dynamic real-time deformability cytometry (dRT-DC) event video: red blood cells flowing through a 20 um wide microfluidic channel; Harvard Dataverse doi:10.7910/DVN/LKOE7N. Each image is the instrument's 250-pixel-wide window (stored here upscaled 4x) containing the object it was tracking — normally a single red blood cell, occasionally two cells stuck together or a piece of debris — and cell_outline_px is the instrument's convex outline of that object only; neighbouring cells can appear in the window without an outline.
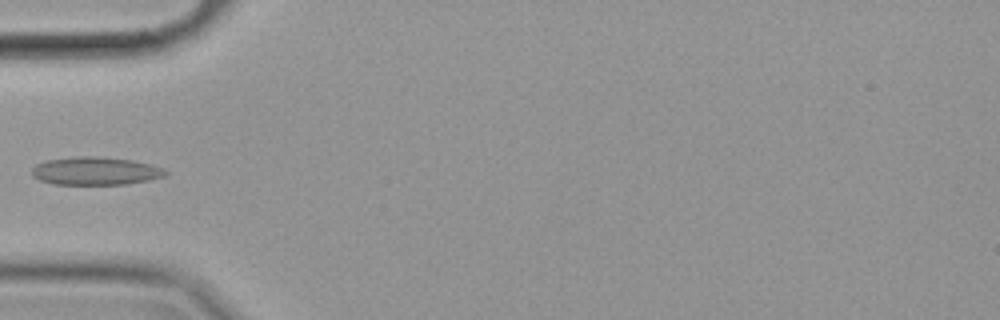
{"species": "common noctule bat (a hibernating species)", "species_latin": "Nyctalus noctula", "temperature_condition": "cold", "stored_images_in_passage": 25, "camera_frame_rate_fps": 3000, "um_per_image_px": 0.085, "animal": {"sex": "female", "body_mass_g": 19.9}, "frame": {"image": 1, "passage_image": 1, "time_ms": 0.0, "image_size_px": [1000, 320], "cell_outline_px": [[144, 176], [136, 180], [112, 184], [68, 184], [48, 180], [60, 160], [116, 160], [136, 164]], "centroid_in_image_um": [8.09, 14.63], "position_along_channel_um": 76.9, "area_um2": 13.93}}
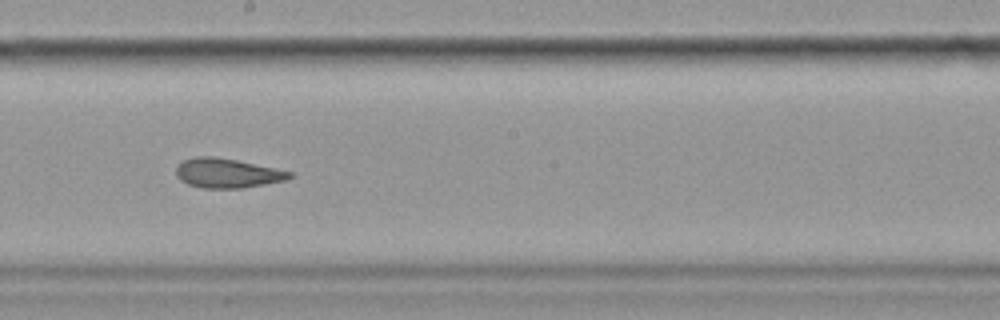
{"frame": {"image": 2, "passage_image": 14, "time_ms": 4.333, "image_size_px": [1000, 320], "cell_outline_px": [[288, 176], [276, 180], [252, 184], [192, 184], [184, 180], [180, 176], [180, 168], [188, 160], [228, 160], [288, 172]], "centroid_in_image_um": [19.32, 14.69], "position_along_channel_um": 228.9, "area_um2": 14.74}}
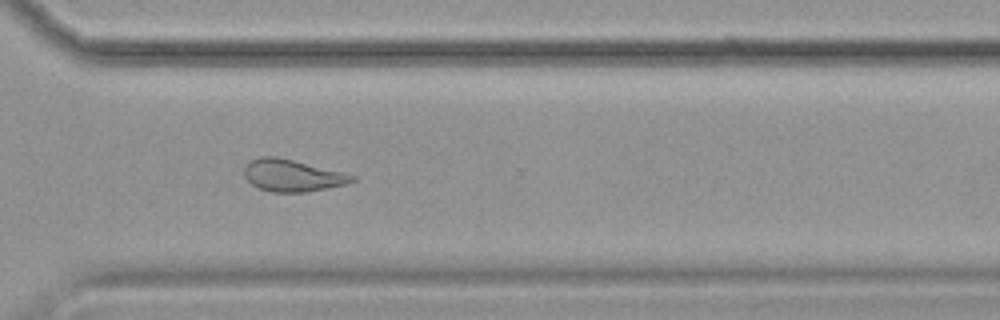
{"frame": {"image": 3, "passage_image": 24, "time_ms": 7.667, "image_size_px": [1000, 320], "cell_outline_px": [[336, 184], [316, 188], [264, 188], [256, 184], [252, 180], [256, 160], [288, 160], [324, 172]], "centroid_in_image_um": [24.51, 14.91], "position_along_channel_um": 346.1, "area_um2": 13.01}}